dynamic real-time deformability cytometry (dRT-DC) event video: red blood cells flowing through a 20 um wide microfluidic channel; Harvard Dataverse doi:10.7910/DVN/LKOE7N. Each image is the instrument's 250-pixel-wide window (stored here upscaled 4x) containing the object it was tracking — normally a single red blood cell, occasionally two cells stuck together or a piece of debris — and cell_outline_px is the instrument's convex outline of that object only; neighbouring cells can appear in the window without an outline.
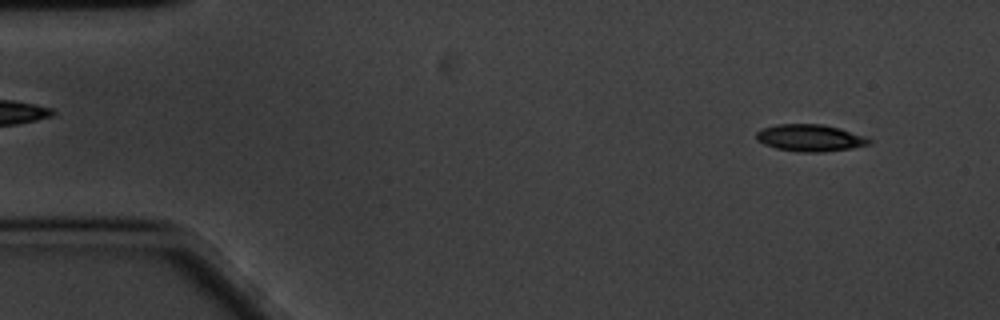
{"species": "common noctule bat (a hibernating species)", "species_latin": "Nyctalus noctula", "temperature_condition": "cold", "stored_images_in_passage": 57, "camera_frame_rate_fps": 3000, "um_per_image_px": 0.085, "animal": {"sex": "male", "body_mass_g": 20.1, "forearm_length_mm": 53.5}, "frame": {"image": 1, "passage_image": 4, "time_ms": 1.0, "image_size_px": [1000, 320], "cell_outline_px": [[872, 140], [868, 144], [852, 148], [824, 152], [800, 152], [776, 148], [764, 144], [756, 140], [756, 132], [760, 128], [776, 124], [820, 124], [840, 128], [864, 136]], "centroid_in_image_um": [68.81, 11.72], "position_along_channel_um": 16.2, "area_um2": 17.74}}
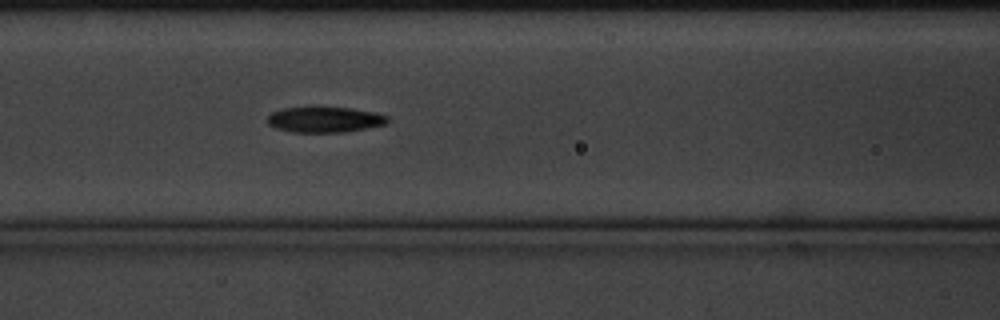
{"frame": {"image": 2, "passage_image": 23, "time_ms": 7.333, "image_size_px": [1000, 320], "cell_outline_px": [[392, 120], [388, 124], [344, 132], [292, 132], [276, 128], [268, 124], [268, 116], [272, 112], [284, 108], [348, 108], [376, 112], [388, 116]], "centroid_in_image_um": [27.66, 10.18], "position_along_channel_um": 138.9, "area_um2": 17.8}}
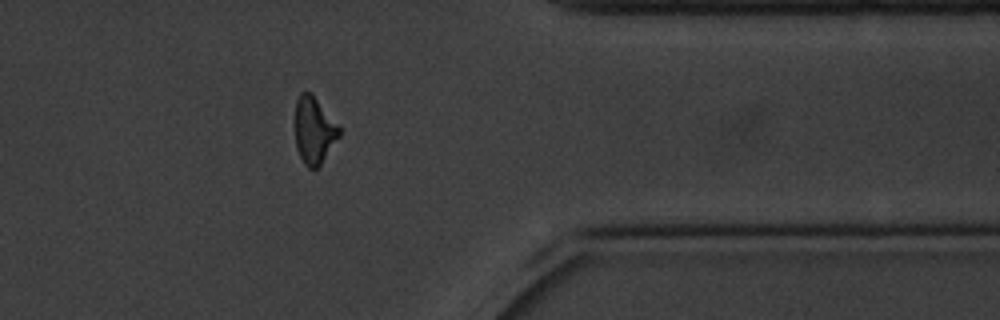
{"frame": {"image": 3, "passage_image": 46, "time_ms": 15.0, "image_size_px": [1000, 320], "cell_outline_px": [[340, 136], [320, 164], [316, 168], [308, 168], [304, 164], [296, 148], [296, 100], [300, 92], [308, 92], [316, 100], [340, 128]], "centroid_in_image_um": [26.68, 11.12], "position_along_channel_um": 384.7, "area_um2": 16.59}, "authors_computed_cell_mechanics": {"area_um2": 17.8024, "velocity_mm_per_s": 3.4015, "shape_relaxation_time_tau1_ms": 2.5955, "shape_relaxation_time_tau2_ms": null, "deformation_change_tau1": 0.1372, "deformation_change_tau2": null}}